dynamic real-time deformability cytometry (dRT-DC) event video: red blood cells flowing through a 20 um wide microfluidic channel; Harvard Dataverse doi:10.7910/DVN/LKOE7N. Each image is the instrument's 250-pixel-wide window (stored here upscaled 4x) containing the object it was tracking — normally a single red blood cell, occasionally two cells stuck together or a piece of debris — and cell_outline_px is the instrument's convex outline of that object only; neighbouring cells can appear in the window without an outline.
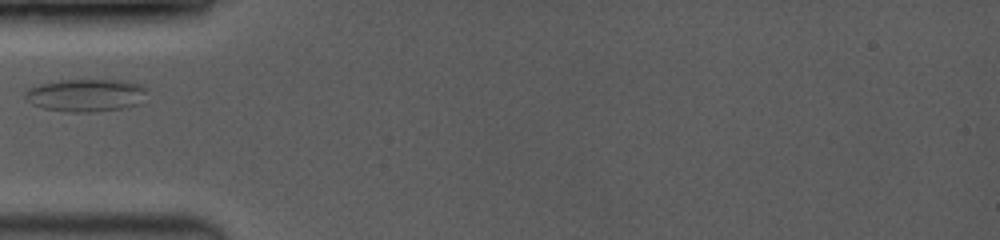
{"species": "common noctule bat (a hibernating species)", "species_latin": "Nyctalus noctula", "temperature_condition": "room temperature", "stored_images_in_passage": 51, "camera_frame_rate_fps": 3500, "um_per_image_px": 0.085, "animal": {"sex": "female", "body_mass_g": 19.0, "forearm_length_mm": 53.3}, "frame": {"image": 1, "passage_image": 1, "time_ms": 0.0, "image_size_px": [1000, 240], "cell_outline_px": [[148, 88], [136, 104], [124, 108], [92, 112], [68, 112], [44, 108], [32, 104], [24, 96], [24, 92], [28, 88], [40, 84], [60, 80], [124, 80], [140, 84]], "centroid_in_image_um": [7.26, 8.09], "position_along_channel_um": 77.7, "area_um2": 23.06}}
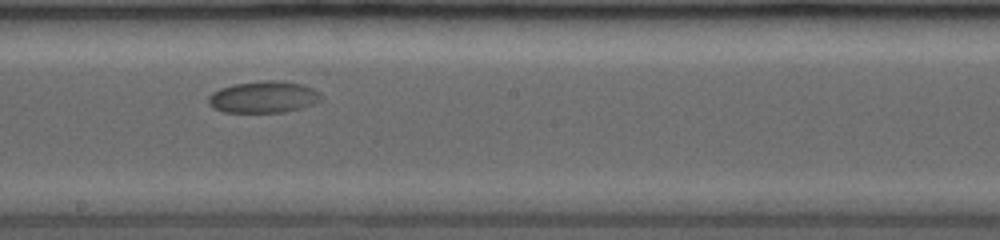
{"frame": {"image": 2, "passage_image": 23, "time_ms": 4.0, "image_size_px": [1000, 240], "cell_outline_px": [[324, 96], [320, 100], [312, 104], [300, 108], [284, 112], [224, 112], [212, 108], [208, 104], [208, 96], [212, 92], [220, 88], [232, 84], [264, 80], [284, 80], [304, 84], [320, 92]], "centroid_in_image_um": [22.4, 8.23], "position_along_channel_um": 225.8, "area_um2": 21.15}}
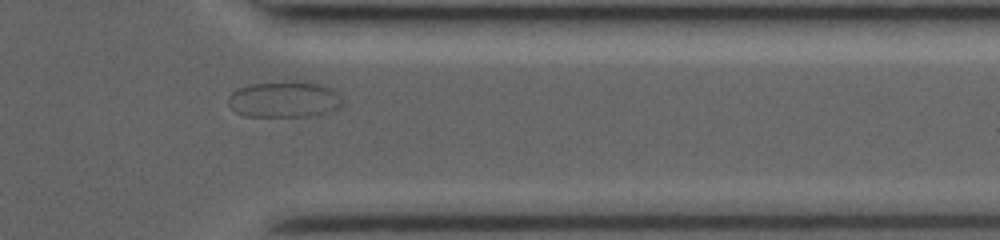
{"frame": {"image": 3, "passage_image": 42, "time_ms": 8.286, "image_size_px": [1000, 240], "cell_outline_px": [[344, 104], [340, 108], [316, 116], [244, 116], [236, 112], [228, 104], [228, 96], [236, 88], [252, 84], [296, 80], [308, 80], [324, 84], [332, 88], [340, 96]], "centroid_in_image_um": [24.22, 8.43], "position_along_channel_um": 387.2, "area_um2": 24.74}}